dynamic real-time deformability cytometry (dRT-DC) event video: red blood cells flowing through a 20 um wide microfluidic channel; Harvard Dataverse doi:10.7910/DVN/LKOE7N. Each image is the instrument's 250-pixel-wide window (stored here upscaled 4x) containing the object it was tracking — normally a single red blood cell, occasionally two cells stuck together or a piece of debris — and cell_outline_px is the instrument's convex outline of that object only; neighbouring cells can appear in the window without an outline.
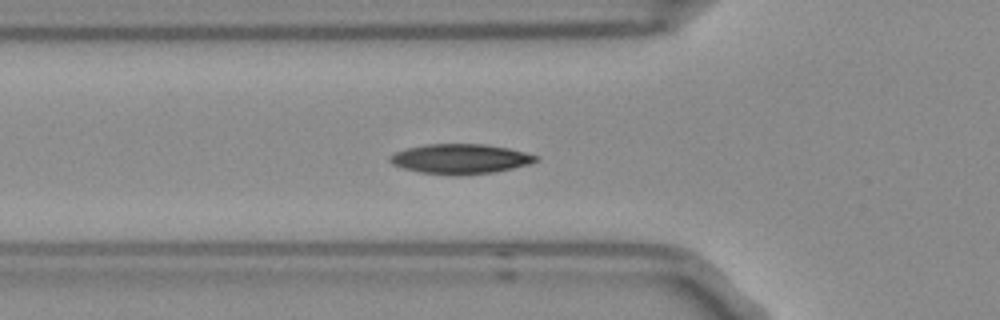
{"species": "Egyptian fruit bat (a non-hibernating species)", "species_latin": "Rousettus aegyptiacus", "temperature_condition": "room temperature", "stored_images_in_passage": 44, "camera_frame_rate_fps": 3000, "um_per_image_px": 0.085, "frame": {"image": 1, "passage_image": 7, "time_ms": 2.0, "image_size_px": [1000, 320], "cell_outline_px": [[540, 160], [528, 164], [512, 168], [492, 172], [460, 176], [456, 176], [420, 172], [404, 168], [392, 164], [388, 160], [388, 156], [396, 152], [408, 148], [424, 144], [484, 144], [508, 148], [540, 156]], "centroid_in_image_um": [39.13, 13.51], "position_along_channel_um": 86.7, "area_um2": 25.43}}
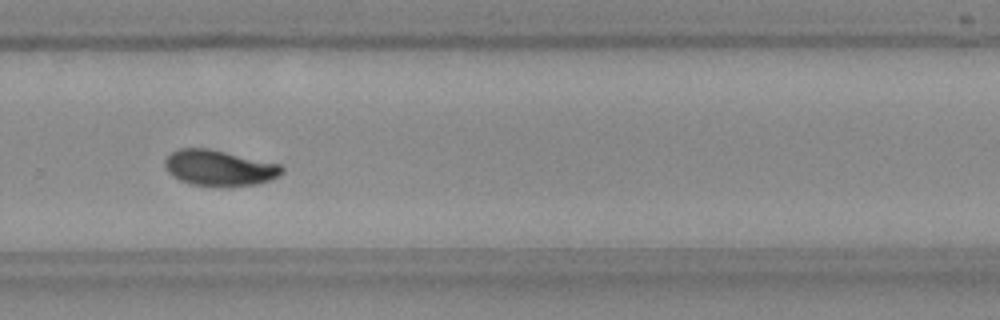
{"frame": {"image": 2, "passage_image": 25, "time_ms": 8.0, "image_size_px": [1000, 320], "cell_outline_px": [[284, 172], [268, 180], [256, 184], [192, 184], [180, 180], [172, 176], [168, 172], [164, 164], [164, 160], [172, 152], [180, 148], [208, 148], [280, 164], [284, 168]], "centroid_in_image_um": [18.6, 14.23], "position_along_channel_um": 311.2, "area_um2": 23.58}}
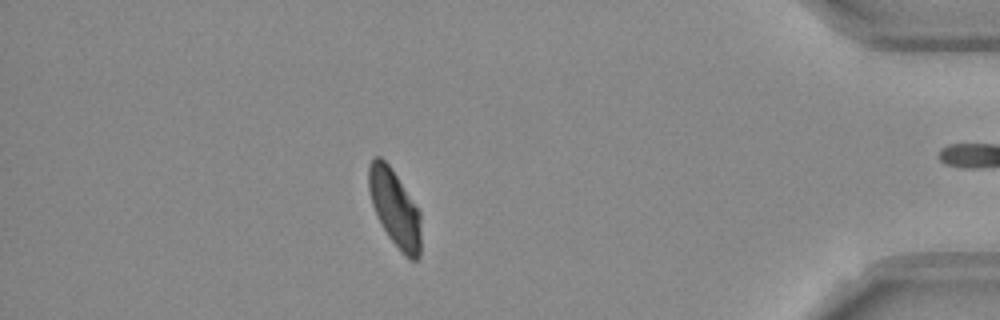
{"frame": {"image": 3, "passage_image": 36, "time_ms": 11.667, "image_size_px": [1000, 320], "cell_outline_px": [[420, 256], [416, 260], [408, 260], [400, 252], [388, 236], [372, 204], [368, 188], [368, 164], [372, 156], [380, 156], [388, 164], [420, 212]], "centroid_in_image_um": [33.54, 17.71], "position_along_channel_um": 401.7, "area_um2": 23.18}, "authors_computed_cell_mechanics": {"area_um2": 24.1026, "velocity_mm_per_s": 3.7312, "shape_relaxation_time_tau1_ms": 3.7417, "shape_relaxation_time_tau2_ms": 3.1001, "deformation_change_tau1": 0.1331, "deformation_change_tau2": 0.0615}}